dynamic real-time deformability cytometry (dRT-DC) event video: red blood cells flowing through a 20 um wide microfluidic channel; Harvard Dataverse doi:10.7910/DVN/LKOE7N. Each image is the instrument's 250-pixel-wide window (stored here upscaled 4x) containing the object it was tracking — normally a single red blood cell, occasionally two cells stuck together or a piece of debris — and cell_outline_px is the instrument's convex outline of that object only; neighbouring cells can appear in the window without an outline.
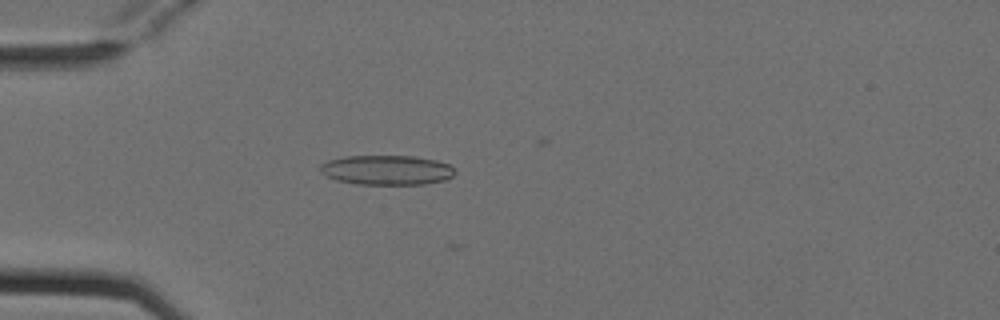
{"species": "Egyptian fruit bat (a non-hibernating species)", "species_latin": "Rousettus aegyptiacus", "temperature_condition": "cold", "stored_images_in_passage": 5, "camera_frame_rate_fps": 3000, "um_per_image_px": 0.085, "animal": {"sex": "female"}, "frame": {"image": 1, "passage_image": 5, "time_ms": 1.333, "image_size_px": [1000, 320], "cell_outline_px": [[456, 172], [452, 176], [444, 180], [424, 184], [356, 184], [336, 180], [324, 176], [320, 172], [320, 164], [328, 160], [344, 156], [412, 156], [436, 160], [448, 164], [456, 168]], "centroid_in_image_um": [32.85, 14.45], "position_along_channel_um": 52.2, "area_um2": 23.47}}